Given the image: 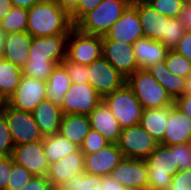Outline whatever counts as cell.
Segmentation results:
<instances>
[{"mask_svg": "<svg viewBox=\"0 0 191 190\" xmlns=\"http://www.w3.org/2000/svg\"><path fill=\"white\" fill-rule=\"evenodd\" d=\"M74 27L55 0H42L28 9L27 32L31 37L69 34Z\"/></svg>", "mask_w": 191, "mask_h": 190, "instance_id": "cell-1", "label": "cell"}, {"mask_svg": "<svg viewBox=\"0 0 191 190\" xmlns=\"http://www.w3.org/2000/svg\"><path fill=\"white\" fill-rule=\"evenodd\" d=\"M132 0H102L75 25L80 32L104 37Z\"/></svg>", "mask_w": 191, "mask_h": 190, "instance_id": "cell-2", "label": "cell"}, {"mask_svg": "<svg viewBox=\"0 0 191 190\" xmlns=\"http://www.w3.org/2000/svg\"><path fill=\"white\" fill-rule=\"evenodd\" d=\"M148 169L147 190H166L179 171L175 158V145L158 144L145 159Z\"/></svg>", "mask_w": 191, "mask_h": 190, "instance_id": "cell-3", "label": "cell"}, {"mask_svg": "<svg viewBox=\"0 0 191 190\" xmlns=\"http://www.w3.org/2000/svg\"><path fill=\"white\" fill-rule=\"evenodd\" d=\"M126 83L132 88L143 109L174 105V99L146 69L136 70L127 78Z\"/></svg>", "mask_w": 191, "mask_h": 190, "instance_id": "cell-4", "label": "cell"}, {"mask_svg": "<svg viewBox=\"0 0 191 190\" xmlns=\"http://www.w3.org/2000/svg\"><path fill=\"white\" fill-rule=\"evenodd\" d=\"M102 101L110 109L122 129L140 123L143 107L127 83L103 97Z\"/></svg>", "mask_w": 191, "mask_h": 190, "instance_id": "cell-5", "label": "cell"}, {"mask_svg": "<svg viewBox=\"0 0 191 190\" xmlns=\"http://www.w3.org/2000/svg\"><path fill=\"white\" fill-rule=\"evenodd\" d=\"M101 57V36L82 33L76 27L69 31L66 50L68 60L87 66Z\"/></svg>", "mask_w": 191, "mask_h": 190, "instance_id": "cell-6", "label": "cell"}, {"mask_svg": "<svg viewBox=\"0 0 191 190\" xmlns=\"http://www.w3.org/2000/svg\"><path fill=\"white\" fill-rule=\"evenodd\" d=\"M1 113L8 122L14 146L43 140L32 112L14 109L5 102Z\"/></svg>", "mask_w": 191, "mask_h": 190, "instance_id": "cell-7", "label": "cell"}, {"mask_svg": "<svg viewBox=\"0 0 191 190\" xmlns=\"http://www.w3.org/2000/svg\"><path fill=\"white\" fill-rule=\"evenodd\" d=\"M158 144L139 124L123 128L117 143L124 158L143 160Z\"/></svg>", "mask_w": 191, "mask_h": 190, "instance_id": "cell-8", "label": "cell"}, {"mask_svg": "<svg viewBox=\"0 0 191 190\" xmlns=\"http://www.w3.org/2000/svg\"><path fill=\"white\" fill-rule=\"evenodd\" d=\"M89 84L103 98L126 83V78L103 56L87 65Z\"/></svg>", "mask_w": 191, "mask_h": 190, "instance_id": "cell-9", "label": "cell"}, {"mask_svg": "<svg viewBox=\"0 0 191 190\" xmlns=\"http://www.w3.org/2000/svg\"><path fill=\"white\" fill-rule=\"evenodd\" d=\"M46 89V81L22 75L19 86L6 103L14 109L32 112L46 99Z\"/></svg>", "mask_w": 191, "mask_h": 190, "instance_id": "cell-10", "label": "cell"}, {"mask_svg": "<svg viewBox=\"0 0 191 190\" xmlns=\"http://www.w3.org/2000/svg\"><path fill=\"white\" fill-rule=\"evenodd\" d=\"M101 101L102 97L89 83H71L70 89L64 95V100L60 107L63 115H89Z\"/></svg>", "mask_w": 191, "mask_h": 190, "instance_id": "cell-11", "label": "cell"}, {"mask_svg": "<svg viewBox=\"0 0 191 190\" xmlns=\"http://www.w3.org/2000/svg\"><path fill=\"white\" fill-rule=\"evenodd\" d=\"M144 37L137 7L131 2L122 16L112 25L102 41H119L129 45Z\"/></svg>", "mask_w": 191, "mask_h": 190, "instance_id": "cell-12", "label": "cell"}, {"mask_svg": "<svg viewBox=\"0 0 191 190\" xmlns=\"http://www.w3.org/2000/svg\"><path fill=\"white\" fill-rule=\"evenodd\" d=\"M109 176L125 188L133 190H147L148 188V169L143 159L123 157Z\"/></svg>", "mask_w": 191, "mask_h": 190, "instance_id": "cell-13", "label": "cell"}, {"mask_svg": "<svg viewBox=\"0 0 191 190\" xmlns=\"http://www.w3.org/2000/svg\"><path fill=\"white\" fill-rule=\"evenodd\" d=\"M12 159L16 164L37 176H47L49 161L44 154L43 140L14 146Z\"/></svg>", "mask_w": 191, "mask_h": 190, "instance_id": "cell-14", "label": "cell"}, {"mask_svg": "<svg viewBox=\"0 0 191 190\" xmlns=\"http://www.w3.org/2000/svg\"><path fill=\"white\" fill-rule=\"evenodd\" d=\"M102 56L126 79L139 69L132 45L119 41H102Z\"/></svg>", "mask_w": 191, "mask_h": 190, "instance_id": "cell-15", "label": "cell"}, {"mask_svg": "<svg viewBox=\"0 0 191 190\" xmlns=\"http://www.w3.org/2000/svg\"><path fill=\"white\" fill-rule=\"evenodd\" d=\"M68 35L32 37L29 59H50L60 64L66 58Z\"/></svg>", "mask_w": 191, "mask_h": 190, "instance_id": "cell-16", "label": "cell"}, {"mask_svg": "<svg viewBox=\"0 0 191 190\" xmlns=\"http://www.w3.org/2000/svg\"><path fill=\"white\" fill-rule=\"evenodd\" d=\"M122 159L123 155L118 145L110 143L95 153L84 154V170L97 176H109Z\"/></svg>", "mask_w": 191, "mask_h": 190, "instance_id": "cell-17", "label": "cell"}, {"mask_svg": "<svg viewBox=\"0 0 191 190\" xmlns=\"http://www.w3.org/2000/svg\"><path fill=\"white\" fill-rule=\"evenodd\" d=\"M84 172V153L78 149L76 152L50 164L46 177L53 188H62L73 175Z\"/></svg>", "mask_w": 191, "mask_h": 190, "instance_id": "cell-18", "label": "cell"}, {"mask_svg": "<svg viewBox=\"0 0 191 190\" xmlns=\"http://www.w3.org/2000/svg\"><path fill=\"white\" fill-rule=\"evenodd\" d=\"M132 3L137 7L144 37L163 44L165 21H168L169 17L160 14L145 0H132Z\"/></svg>", "mask_w": 191, "mask_h": 190, "instance_id": "cell-19", "label": "cell"}, {"mask_svg": "<svg viewBox=\"0 0 191 190\" xmlns=\"http://www.w3.org/2000/svg\"><path fill=\"white\" fill-rule=\"evenodd\" d=\"M184 143H191V117L173 105L170 109L164 139L160 144L171 146Z\"/></svg>", "mask_w": 191, "mask_h": 190, "instance_id": "cell-20", "label": "cell"}, {"mask_svg": "<svg viewBox=\"0 0 191 190\" xmlns=\"http://www.w3.org/2000/svg\"><path fill=\"white\" fill-rule=\"evenodd\" d=\"M88 117L91 129L96 130L110 143H118L122 128L103 101L97 105Z\"/></svg>", "mask_w": 191, "mask_h": 190, "instance_id": "cell-21", "label": "cell"}, {"mask_svg": "<svg viewBox=\"0 0 191 190\" xmlns=\"http://www.w3.org/2000/svg\"><path fill=\"white\" fill-rule=\"evenodd\" d=\"M31 43L32 37L27 31L6 34L2 58L23 69L29 60Z\"/></svg>", "mask_w": 191, "mask_h": 190, "instance_id": "cell-22", "label": "cell"}, {"mask_svg": "<svg viewBox=\"0 0 191 190\" xmlns=\"http://www.w3.org/2000/svg\"><path fill=\"white\" fill-rule=\"evenodd\" d=\"M32 115L43 137L59 132L63 116L59 105L45 99L32 111Z\"/></svg>", "mask_w": 191, "mask_h": 190, "instance_id": "cell-23", "label": "cell"}, {"mask_svg": "<svg viewBox=\"0 0 191 190\" xmlns=\"http://www.w3.org/2000/svg\"><path fill=\"white\" fill-rule=\"evenodd\" d=\"M132 47L139 69H146L153 64L165 61L169 51L160 42L147 37L139 38L133 43Z\"/></svg>", "mask_w": 191, "mask_h": 190, "instance_id": "cell-24", "label": "cell"}, {"mask_svg": "<svg viewBox=\"0 0 191 190\" xmlns=\"http://www.w3.org/2000/svg\"><path fill=\"white\" fill-rule=\"evenodd\" d=\"M90 130L88 115L65 114L62 116L58 133L80 147Z\"/></svg>", "mask_w": 191, "mask_h": 190, "instance_id": "cell-25", "label": "cell"}, {"mask_svg": "<svg viewBox=\"0 0 191 190\" xmlns=\"http://www.w3.org/2000/svg\"><path fill=\"white\" fill-rule=\"evenodd\" d=\"M173 106L158 109H143L139 125L159 144L164 139L170 109Z\"/></svg>", "mask_w": 191, "mask_h": 190, "instance_id": "cell-26", "label": "cell"}, {"mask_svg": "<svg viewBox=\"0 0 191 190\" xmlns=\"http://www.w3.org/2000/svg\"><path fill=\"white\" fill-rule=\"evenodd\" d=\"M146 70L155 78L161 87L174 100L184 94L185 78L173 75L168 69L165 61L153 64L146 68Z\"/></svg>", "mask_w": 191, "mask_h": 190, "instance_id": "cell-27", "label": "cell"}, {"mask_svg": "<svg viewBox=\"0 0 191 190\" xmlns=\"http://www.w3.org/2000/svg\"><path fill=\"white\" fill-rule=\"evenodd\" d=\"M46 83V99L61 106L64 100V95L71 86V79L65 68L61 64L56 65Z\"/></svg>", "mask_w": 191, "mask_h": 190, "instance_id": "cell-28", "label": "cell"}, {"mask_svg": "<svg viewBox=\"0 0 191 190\" xmlns=\"http://www.w3.org/2000/svg\"><path fill=\"white\" fill-rule=\"evenodd\" d=\"M79 149L77 145L62 137L59 133L45 136L43 138V150L49 164L55 163L68 154Z\"/></svg>", "mask_w": 191, "mask_h": 190, "instance_id": "cell-29", "label": "cell"}, {"mask_svg": "<svg viewBox=\"0 0 191 190\" xmlns=\"http://www.w3.org/2000/svg\"><path fill=\"white\" fill-rule=\"evenodd\" d=\"M22 69L4 58L0 59V98L6 102L20 84Z\"/></svg>", "mask_w": 191, "mask_h": 190, "instance_id": "cell-30", "label": "cell"}, {"mask_svg": "<svg viewBox=\"0 0 191 190\" xmlns=\"http://www.w3.org/2000/svg\"><path fill=\"white\" fill-rule=\"evenodd\" d=\"M28 10L13 6L10 12L0 21V28L6 34L27 31Z\"/></svg>", "mask_w": 191, "mask_h": 190, "instance_id": "cell-31", "label": "cell"}, {"mask_svg": "<svg viewBox=\"0 0 191 190\" xmlns=\"http://www.w3.org/2000/svg\"><path fill=\"white\" fill-rule=\"evenodd\" d=\"M56 65L58 64L50 59H29L22 69V74L27 77L47 81Z\"/></svg>", "mask_w": 191, "mask_h": 190, "instance_id": "cell-32", "label": "cell"}, {"mask_svg": "<svg viewBox=\"0 0 191 190\" xmlns=\"http://www.w3.org/2000/svg\"><path fill=\"white\" fill-rule=\"evenodd\" d=\"M101 180L102 176L84 172L73 175L62 188L65 190H100Z\"/></svg>", "mask_w": 191, "mask_h": 190, "instance_id": "cell-33", "label": "cell"}, {"mask_svg": "<svg viewBox=\"0 0 191 190\" xmlns=\"http://www.w3.org/2000/svg\"><path fill=\"white\" fill-rule=\"evenodd\" d=\"M165 63L167 69L173 74L183 78H186L191 72V61L175 50H169L167 52Z\"/></svg>", "mask_w": 191, "mask_h": 190, "instance_id": "cell-34", "label": "cell"}, {"mask_svg": "<svg viewBox=\"0 0 191 190\" xmlns=\"http://www.w3.org/2000/svg\"><path fill=\"white\" fill-rule=\"evenodd\" d=\"M185 32V28L178 18H169L168 21H165L163 45L168 50H174Z\"/></svg>", "mask_w": 191, "mask_h": 190, "instance_id": "cell-35", "label": "cell"}, {"mask_svg": "<svg viewBox=\"0 0 191 190\" xmlns=\"http://www.w3.org/2000/svg\"><path fill=\"white\" fill-rule=\"evenodd\" d=\"M33 174L19 164L13 162L9 174V181L6 190H22L33 178Z\"/></svg>", "mask_w": 191, "mask_h": 190, "instance_id": "cell-36", "label": "cell"}, {"mask_svg": "<svg viewBox=\"0 0 191 190\" xmlns=\"http://www.w3.org/2000/svg\"><path fill=\"white\" fill-rule=\"evenodd\" d=\"M149 5L156 9L160 14L169 17L177 18L182 10L185 0H145Z\"/></svg>", "mask_w": 191, "mask_h": 190, "instance_id": "cell-37", "label": "cell"}, {"mask_svg": "<svg viewBox=\"0 0 191 190\" xmlns=\"http://www.w3.org/2000/svg\"><path fill=\"white\" fill-rule=\"evenodd\" d=\"M60 64L67 71V74L71 79V83H89V75L86 65L74 63L67 58H64Z\"/></svg>", "mask_w": 191, "mask_h": 190, "instance_id": "cell-38", "label": "cell"}, {"mask_svg": "<svg viewBox=\"0 0 191 190\" xmlns=\"http://www.w3.org/2000/svg\"><path fill=\"white\" fill-rule=\"evenodd\" d=\"M109 144L110 142L107 141L101 134H99L96 130L91 129L79 149L84 154H91L101 150Z\"/></svg>", "mask_w": 191, "mask_h": 190, "instance_id": "cell-39", "label": "cell"}, {"mask_svg": "<svg viewBox=\"0 0 191 190\" xmlns=\"http://www.w3.org/2000/svg\"><path fill=\"white\" fill-rule=\"evenodd\" d=\"M14 142L5 116L0 113V157L10 156Z\"/></svg>", "mask_w": 191, "mask_h": 190, "instance_id": "cell-40", "label": "cell"}, {"mask_svg": "<svg viewBox=\"0 0 191 190\" xmlns=\"http://www.w3.org/2000/svg\"><path fill=\"white\" fill-rule=\"evenodd\" d=\"M175 158L179 171L191 169V143L176 144Z\"/></svg>", "mask_w": 191, "mask_h": 190, "instance_id": "cell-41", "label": "cell"}, {"mask_svg": "<svg viewBox=\"0 0 191 190\" xmlns=\"http://www.w3.org/2000/svg\"><path fill=\"white\" fill-rule=\"evenodd\" d=\"M102 0H79L77 8L69 15L73 25H75L86 13L95 9Z\"/></svg>", "mask_w": 191, "mask_h": 190, "instance_id": "cell-42", "label": "cell"}, {"mask_svg": "<svg viewBox=\"0 0 191 190\" xmlns=\"http://www.w3.org/2000/svg\"><path fill=\"white\" fill-rule=\"evenodd\" d=\"M166 190H191V169L176 172Z\"/></svg>", "mask_w": 191, "mask_h": 190, "instance_id": "cell-43", "label": "cell"}, {"mask_svg": "<svg viewBox=\"0 0 191 190\" xmlns=\"http://www.w3.org/2000/svg\"><path fill=\"white\" fill-rule=\"evenodd\" d=\"M12 167V156L0 157V190H6Z\"/></svg>", "mask_w": 191, "mask_h": 190, "instance_id": "cell-44", "label": "cell"}, {"mask_svg": "<svg viewBox=\"0 0 191 190\" xmlns=\"http://www.w3.org/2000/svg\"><path fill=\"white\" fill-rule=\"evenodd\" d=\"M22 190H53V186L46 176L34 175Z\"/></svg>", "mask_w": 191, "mask_h": 190, "instance_id": "cell-45", "label": "cell"}, {"mask_svg": "<svg viewBox=\"0 0 191 190\" xmlns=\"http://www.w3.org/2000/svg\"><path fill=\"white\" fill-rule=\"evenodd\" d=\"M174 50L191 61V31H186Z\"/></svg>", "mask_w": 191, "mask_h": 190, "instance_id": "cell-46", "label": "cell"}, {"mask_svg": "<svg viewBox=\"0 0 191 190\" xmlns=\"http://www.w3.org/2000/svg\"><path fill=\"white\" fill-rule=\"evenodd\" d=\"M177 18L185 28V31H191V0H185Z\"/></svg>", "mask_w": 191, "mask_h": 190, "instance_id": "cell-47", "label": "cell"}, {"mask_svg": "<svg viewBox=\"0 0 191 190\" xmlns=\"http://www.w3.org/2000/svg\"><path fill=\"white\" fill-rule=\"evenodd\" d=\"M174 105L191 117V94H182L174 100Z\"/></svg>", "mask_w": 191, "mask_h": 190, "instance_id": "cell-48", "label": "cell"}, {"mask_svg": "<svg viewBox=\"0 0 191 190\" xmlns=\"http://www.w3.org/2000/svg\"><path fill=\"white\" fill-rule=\"evenodd\" d=\"M100 186V190H133L123 187L120 183L112 179L110 176H102Z\"/></svg>", "mask_w": 191, "mask_h": 190, "instance_id": "cell-49", "label": "cell"}, {"mask_svg": "<svg viewBox=\"0 0 191 190\" xmlns=\"http://www.w3.org/2000/svg\"><path fill=\"white\" fill-rule=\"evenodd\" d=\"M55 1L68 15H70L77 8L79 2V0H55Z\"/></svg>", "mask_w": 191, "mask_h": 190, "instance_id": "cell-50", "label": "cell"}, {"mask_svg": "<svg viewBox=\"0 0 191 190\" xmlns=\"http://www.w3.org/2000/svg\"><path fill=\"white\" fill-rule=\"evenodd\" d=\"M12 5L15 7H20L23 9H29L36 3L41 2L42 0H10Z\"/></svg>", "mask_w": 191, "mask_h": 190, "instance_id": "cell-51", "label": "cell"}, {"mask_svg": "<svg viewBox=\"0 0 191 190\" xmlns=\"http://www.w3.org/2000/svg\"><path fill=\"white\" fill-rule=\"evenodd\" d=\"M13 5L10 0H0V21L6 17Z\"/></svg>", "mask_w": 191, "mask_h": 190, "instance_id": "cell-52", "label": "cell"}, {"mask_svg": "<svg viewBox=\"0 0 191 190\" xmlns=\"http://www.w3.org/2000/svg\"><path fill=\"white\" fill-rule=\"evenodd\" d=\"M6 32L0 28V59L3 57Z\"/></svg>", "mask_w": 191, "mask_h": 190, "instance_id": "cell-53", "label": "cell"}, {"mask_svg": "<svg viewBox=\"0 0 191 190\" xmlns=\"http://www.w3.org/2000/svg\"><path fill=\"white\" fill-rule=\"evenodd\" d=\"M184 94H191V72L185 78V90Z\"/></svg>", "mask_w": 191, "mask_h": 190, "instance_id": "cell-54", "label": "cell"}, {"mask_svg": "<svg viewBox=\"0 0 191 190\" xmlns=\"http://www.w3.org/2000/svg\"><path fill=\"white\" fill-rule=\"evenodd\" d=\"M4 103H5V102H4L2 99H0V113H1V111H2V107H3Z\"/></svg>", "mask_w": 191, "mask_h": 190, "instance_id": "cell-55", "label": "cell"}, {"mask_svg": "<svg viewBox=\"0 0 191 190\" xmlns=\"http://www.w3.org/2000/svg\"><path fill=\"white\" fill-rule=\"evenodd\" d=\"M53 190H65L63 188H53Z\"/></svg>", "mask_w": 191, "mask_h": 190, "instance_id": "cell-56", "label": "cell"}]
</instances>
